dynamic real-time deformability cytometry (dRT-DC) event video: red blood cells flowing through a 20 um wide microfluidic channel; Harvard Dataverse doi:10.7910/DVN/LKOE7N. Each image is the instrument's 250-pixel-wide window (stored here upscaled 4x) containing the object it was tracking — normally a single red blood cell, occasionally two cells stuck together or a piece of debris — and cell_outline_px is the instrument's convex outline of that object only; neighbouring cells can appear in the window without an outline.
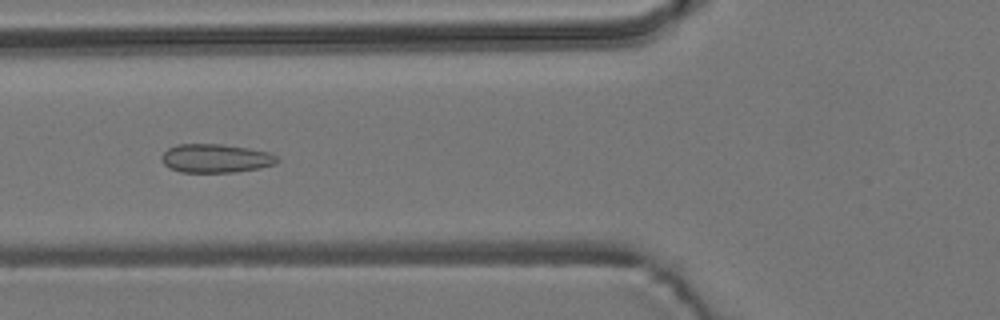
{"species": "common noctule bat (a hibernating species)", "species_latin": "Nyctalus noctula", "temperature_condition": "room temperature", "stored_images_in_passage": 8, "camera_frame_rate_fps": 3000, "um_per_image_px": 0.085, "animal": {"sex": "male", "body_mass_g": 19.2, "forearm_length_mm": 51.8}, "frame": {"image": 1, "passage_image": 6, "time_ms": 5.667, "image_size_px": [1000, 320], "cell_outline_px": [[280, 160], [276, 164], [260, 168], [236, 172], [180, 172], [168, 168], [160, 160], [160, 156], [168, 148], [180, 144], [224, 144], [248, 148], [268, 152], [276, 156]], "centroid_in_image_um": [18.32, 13.46], "position_along_channel_um": 107.5, "area_um2": 19.48}}
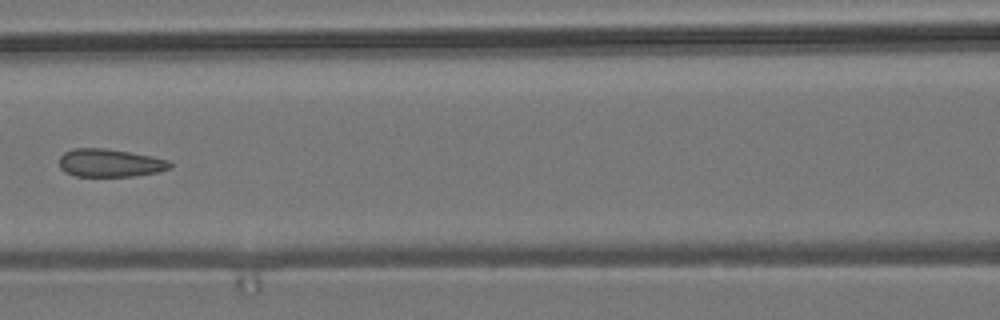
{"frame": {"image": 2, "passage_image": 7, "time_ms": 7.0, "image_size_px": [1000, 320], "cell_outline_px": [[172, 164], [168, 168], [156, 172], [132, 176], [76, 176], [64, 172], [60, 168], [60, 156], [64, 152], [72, 148], [104, 148], [152, 156], [168, 160]], "centroid_in_image_um": [9.29, 13.84], "position_along_channel_um": 157.3, "area_um2": 17.92}}
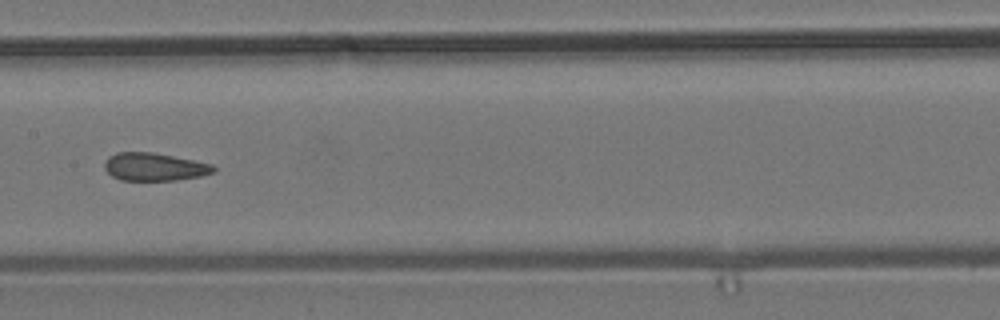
{"frame": {"image": 3, "passage_image": 8, "time_ms": 8.0, "image_size_px": [1000, 320], "cell_outline_px": [[216, 172], [200, 176], [176, 180], [120, 180], [112, 176], [104, 168], [104, 160], [108, 156], [116, 152], [152, 152], [212, 164], [216, 168]], "centroid_in_image_um": [13.09, 14.18], "position_along_channel_um": 194.3, "area_um2": 17.74}}